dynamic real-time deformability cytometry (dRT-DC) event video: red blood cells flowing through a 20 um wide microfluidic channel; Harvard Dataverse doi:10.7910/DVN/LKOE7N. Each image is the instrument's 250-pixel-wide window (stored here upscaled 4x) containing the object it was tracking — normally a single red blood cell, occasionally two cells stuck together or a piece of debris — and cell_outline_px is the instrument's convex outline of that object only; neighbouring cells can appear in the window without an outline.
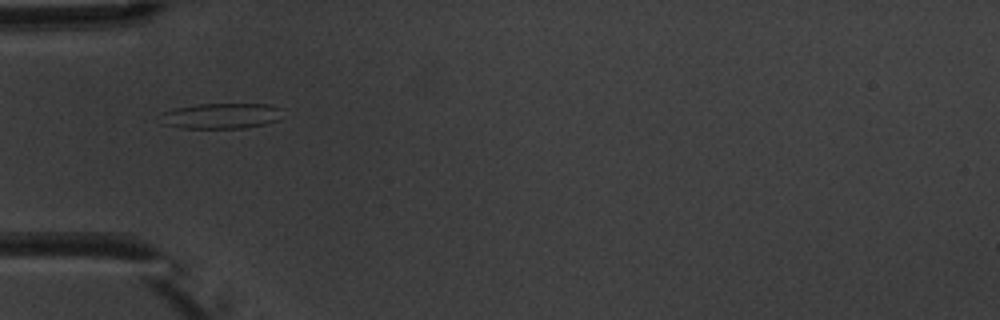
{"species": "common noctule bat (a hibernating species)", "species_latin": "Nyctalus noctula", "temperature_condition": "warm", "stored_images_in_passage": 6, "camera_frame_rate_fps": 3000, "um_per_image_px": 0.085, "animal": {"sex": "male", "body_mass_g": 20.1, "forearm_length_mm": 53.5}, "frame": {"image": 1, "passage_image": 1, "time_ms": 0.0, "image_size_px": [1000, 320], "cell_outline_px": [[284, 108], [276, 120], [264, 124], [244, 128], [180, 128], [164, 124], [156, 116], [164, 112], [176, 108], [196, 104], [268, 104]], "centroid_in_image_um": [18.76, 9.84], "position_along_channel_um": 66.2, "area_um2": 18.26}}
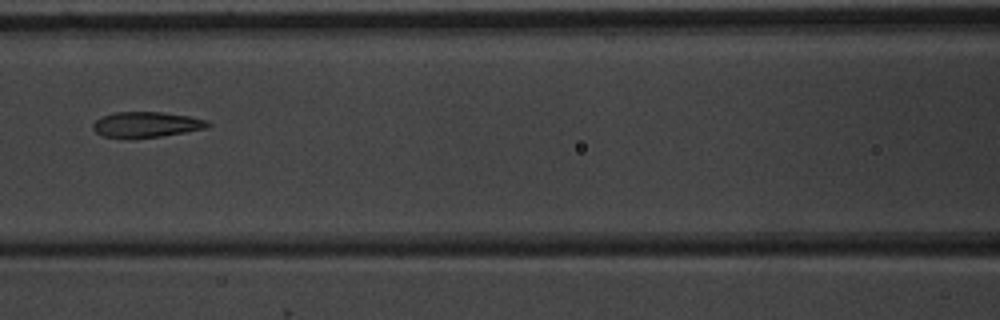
{"frame": {"image": 2, "passage_image": 3, "time_ms": 2.333, "image_size_px": [1000, 320], "cell_outline_px": [[212, 124], [208, 128], [160, 136], [132, 140], [104, 136], [96, 132], [92, 128], [92, 124], [96, 120], [104, 116], [116, 112], [164, 112], [188, 116], [208, 120]], "centroid_in_image_um": [12.44, 10.61], "position_along_channel_um": 154.2, "area_um2": 17.34}}
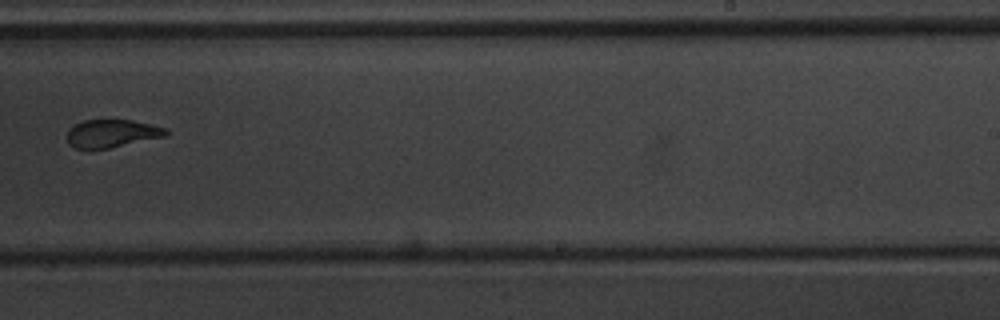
{"frame": {"image": 3, "passage_image": 6, "time_ms": 5.667, "image_size_px": [1000, 320], "cell_outline_px": [[168, 136], [108, 148], [72, 148], [68, 144], [68, 128], [84, 120], [132, 120], [168, 128]], "centroid_in_image_um": [9.53, 11.34], "position_along_channel_um": 279.5, "area_um2": 16.07}}